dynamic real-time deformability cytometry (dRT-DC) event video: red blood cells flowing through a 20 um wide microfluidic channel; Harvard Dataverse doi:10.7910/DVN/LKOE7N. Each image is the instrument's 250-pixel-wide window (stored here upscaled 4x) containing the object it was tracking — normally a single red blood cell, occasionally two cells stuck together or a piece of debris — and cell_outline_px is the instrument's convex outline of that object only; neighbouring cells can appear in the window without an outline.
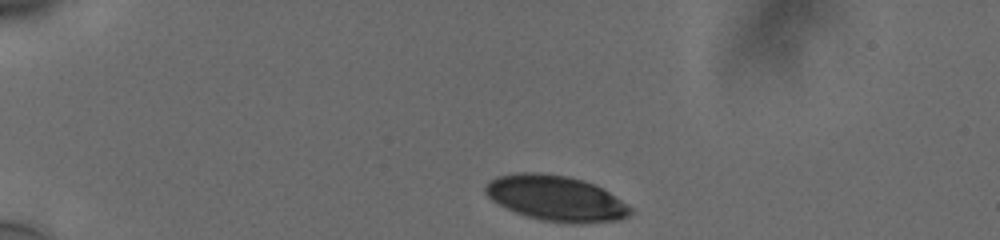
{"species": "human", "species_latin": "Homo sapiens", "temperature_condition": "cold", "stored_images_in_passage": 37, "camera_frame_rate_fps": 3000, "um_per_image_px": 0.085, "donor": {"sex": "male"}, "frame": {"image": 1, "passage_image": 1, "time_ms": 0.0, "image_size_px": [1000, 240], "cell_outline_px": [[632, 212], [628, 216], [620, 220], [584, 224], [576, 224], [540, 220], [516, 212], [492, 200], [484, 192], [484, 184], [496, 176], [520, 172], [536, 172], [568, 176], [584, 180], [596, 184], [632, 208]], "centroid_in_image_um": [47.26, 16.85], "position_along_channel_um": 37.7, "area_um2": 38.49}}
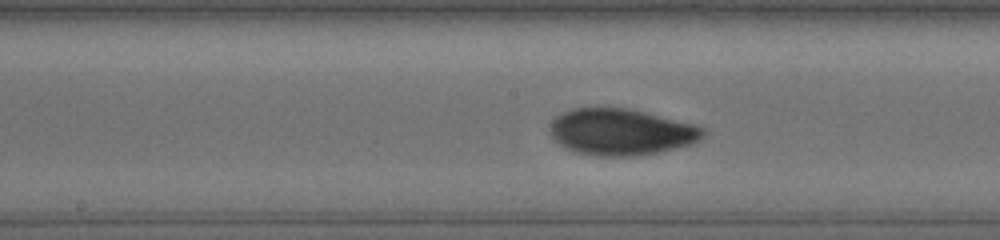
{"frame": {"image": 2, "passage_image": 19, "time_ms": 6.0, "image_size_px": [1000, 240], "cell_outline_px": [[704, 136], [700, 140], [692, 144], [660, 152], [640, 156], [596, 156], [576, 152], [564, 148], [552, 136], [548, 128], [552, 120], [556, 116], [572, 108], [624, 108], [644, 112], [692, 124], [704, 128]], "centroid_in_image_um": [52.77, 11.23], "position_along_channel_um": 195.4, "area_um2": 41.38}}
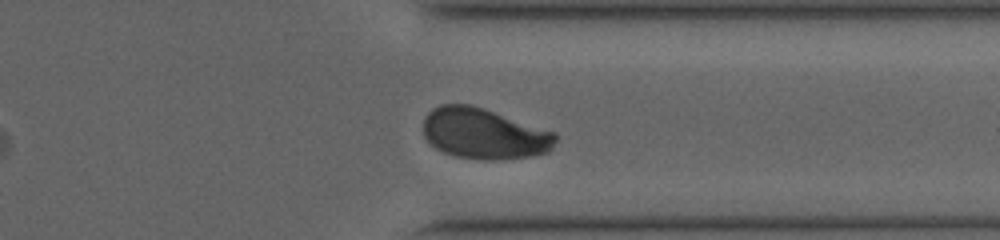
{"frame": {"image": 3, "passage_image": 33, "time_ms": 10.667, "image_size_px": [1000, 240], "cell_outline_px": [[556, 140], [552, 148], [548, 152], [532, 156], [496, 160], [480, 160], [456, 156], [444, 152], [436, 148], [424, 136], [424, 120], [428, 112], [432, 108], [440, 104], [472, 104], [556, 132]], "centroid_in_image_um": [41.16, 11.35], "position_along_channel_um": 370.2, "area_um2": 39.3}, "authors_computed_cell_mechanics": {"area_um2": 40.4022, "velocity_mm_per_s": 3.7505, "shape_relaxation_time_tau1_ms": 4.6767, "shape_relaxation_time_tau2_ms": 1.0124, "deformation_change_tau1": 0.1399, "deformation_change_tau2": 0.0394}}